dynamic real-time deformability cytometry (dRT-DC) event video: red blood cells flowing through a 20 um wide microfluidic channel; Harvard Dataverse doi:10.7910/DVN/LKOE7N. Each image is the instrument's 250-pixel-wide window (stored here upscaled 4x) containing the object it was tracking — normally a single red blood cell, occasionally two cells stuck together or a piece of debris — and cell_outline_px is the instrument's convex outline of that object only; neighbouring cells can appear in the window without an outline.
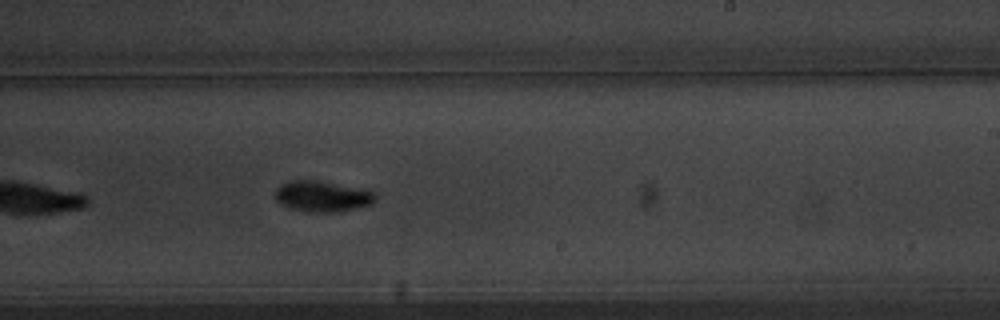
{"species": "common noctule bat (a hibernating species)", "species_latin": "Nyctalus noctula", "temperature_condition": "warm", "stored_images_in_passage": 42, "camera_frame_rate_fps": 3000, "um_per_image_px": 0.085, "animal": {"sex": "male", "body_mass_g": 20.1, "forearm_length_mm": 53.5}, "frame": {"image": 1, "passage_image": 19, "time_ms": 6.0, "image_size_px": [1000, 320], "cell_outline_px": [[376, 200], [372, 204], [340, 212], [304, 212], [288, 208], [280, 204], [276, 200], [276, 188], [280, 184], [288, 180], [316, 180], [368, 188], [376, 192]], "centroid_in_image_um": [27.43, 16.68], "position_along_channel_um": 261.6, "area_um2": 18.67}}
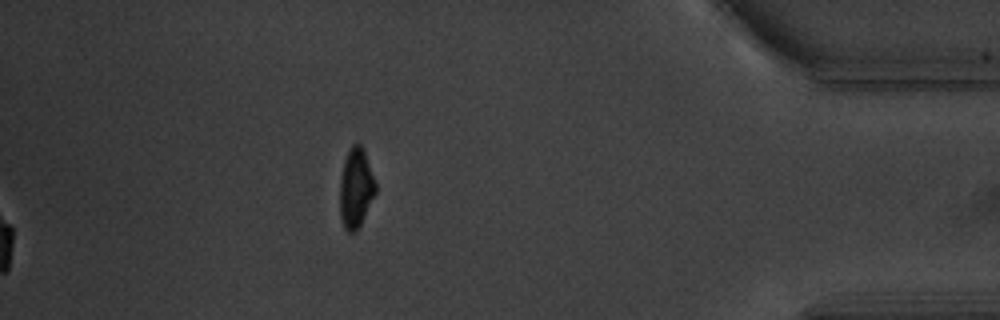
{"frame": {"image": 2, "passage_image": 42, "time_ms": 13.667, "image_size_px": [1000, 320], "cell_outline_px": [[376, 192], [356, 232], [348, 232], [344, 228], [340, 216], [340, 180], [344, 160], [348, 148], [356, 140], [364, 148], [376, 184]], "centroid_in_image_um": [30.24, 15.93], "position_along_channel_um": 405.0, "area_um2": 16.7}, "authors_computed_cell_mechanics": {"area_um2": 17.3689, "velocity_mm_per_s": 3.5902, "shape_relaxation_time_tau1_ms": 2.2174, "shape_relaxation_time_tau2_ms": null, "deformation_change_tau1": 0.1279, "deformation_change_tau2": null}}